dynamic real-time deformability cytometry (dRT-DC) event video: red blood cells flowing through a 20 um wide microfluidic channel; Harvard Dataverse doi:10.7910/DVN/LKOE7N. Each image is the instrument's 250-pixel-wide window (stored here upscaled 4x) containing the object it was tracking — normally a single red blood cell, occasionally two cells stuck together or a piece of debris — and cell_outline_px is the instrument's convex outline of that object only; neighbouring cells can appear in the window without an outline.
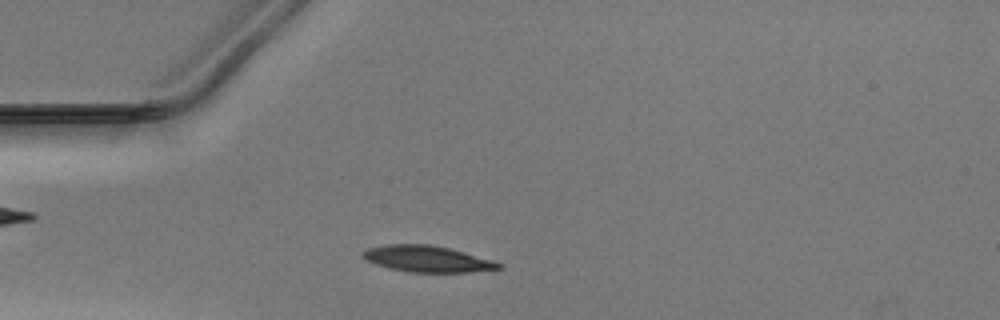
{"species": "Egyptian fruit bat (a non-hibernating species)", "species_latin": "Rousettus aegyptiacus", "temperature_condition": "warm", "stored_images_in_passage": 40, "camera_frame_rate_fps": 3000, "um_per_image_px": 0.085, "animal": {"sex": "male"}, "frame": {"image": 1, "passage_image": 7, "time_ms": 2.0, "image_size_px": [1000, 320], "cell_outline_px": [[504, 268], [468, 272], [408, 272], [388, 268], [376, 264], [360, 256], [360, 252], [368, 248], [384, 244], [428, 244], [448, 248], [492, 260], [504, 264]], "centroid_in_image_um": [36.28, 22.0], "position_along_channel_um": 48.7, "area_um2": 20.81}}
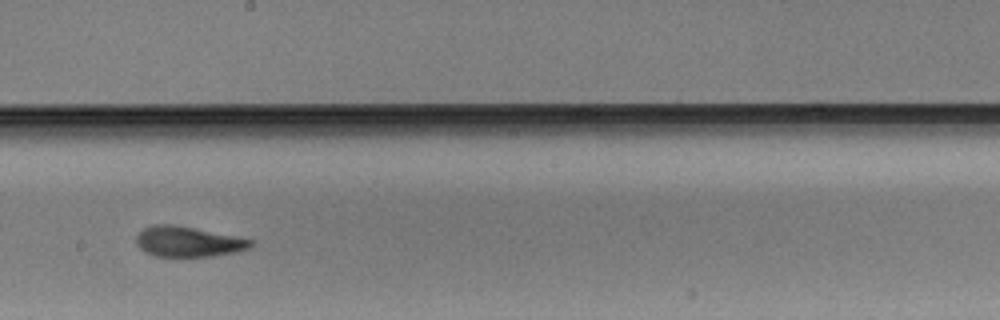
{"frame": {"image": 2, "passage_image": 22, "time_ms": 7.0, "image_size_px": [1000, 320], "cell_outline_px": [[252, 244], [248, 248], [232, 252], [212, 256], [184, 260], [176, 260], [156, 256], [144, 252], [136, 244], [136, 236], [144, 228], [156, 224], [172, 224], [252, 240]], "centroid_in_image_um": [15.88, 20.6], "position_along_channel_um": 232.3, "area_um2": 20.58}}
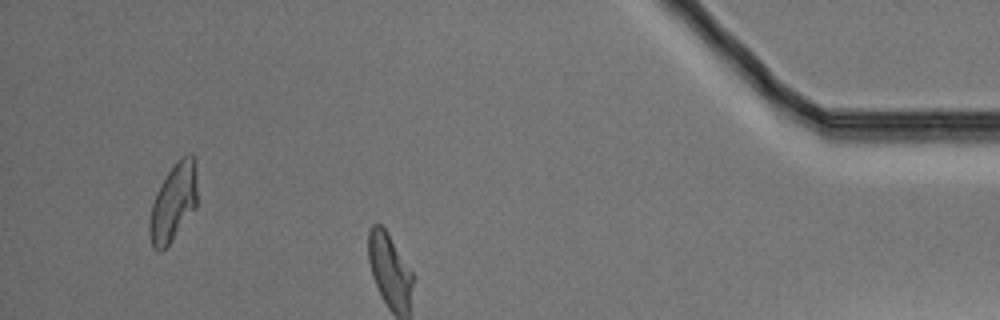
{"frame": {"image": 3, "passage_image": 38, "time_ms": 12.333, "image_size_px": [1000, 320], "cell_outline_px": [[196, 208], [172, 240], [160, 252], [152, 248], [148, 232], [148, 224], [152, 204], [156, 192], [168, 172], [180, 156], [188, 152], [192, 152], [196, 160]], "centroid_in_image_um": [14.73, 17.18], "position_along_channel_um": 420.5, "area_um2": 21.85}}